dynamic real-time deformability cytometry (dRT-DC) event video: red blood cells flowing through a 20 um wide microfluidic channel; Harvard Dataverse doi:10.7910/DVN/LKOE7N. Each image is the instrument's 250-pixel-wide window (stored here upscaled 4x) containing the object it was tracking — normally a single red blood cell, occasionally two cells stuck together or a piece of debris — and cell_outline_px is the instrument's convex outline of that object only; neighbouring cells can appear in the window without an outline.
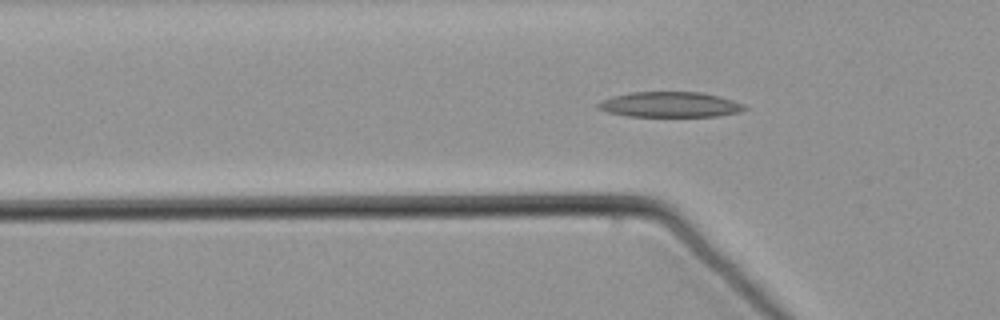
{"species": "common noctule bat (a hibernating species)", "species_latin": "Nyctalus noctula", "temperature_condition": "warm", "stored_images_in_passage": 50, "camera_frame_rate_fps": 3000, "um_per_image_px": 0.085, "animal": {"sex": "male", "body_mass_g": 21.5, "forearm_length_mm": 52.0}, "frame": {"image": 1, "passage_image": 19, "time_ms": 6.0, "image_size_px": [1000, 320], "cell_outline_px": [[748, 108], [740, 112], [720, 116], [628, 116], [608, 112], [596, 108], [596, 104], [604, 100], [616, 96], [632, 92], [700, 92], [720, 96], [732, 100]], "centroid_in_image_um": [56.96, 8.89], "position_along_channel_um": 68.8, "area_um2": 21.39}}
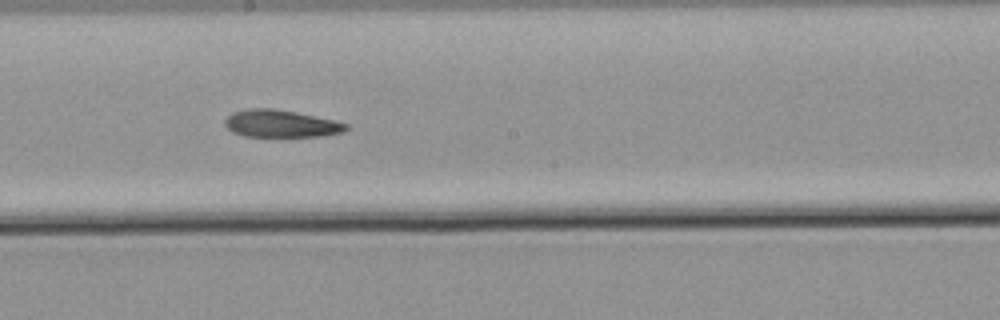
{"frame": {"image": 2, "passage_image": 32, "time_ms": 10.333, "image_size_px": [1000, 320], "cell_outline_px": [[348, 128], [344, 132], [324, 136], [244, 136], [232, 132], [224, 124], [224, 120], [232, 112], [248, 108], [276, 108], [336, 120], [348, 124]], "centroid_in_image_um": [23.88, 10.5], "position_along_channel_um": 224.3, "area_um2": 19.48}}
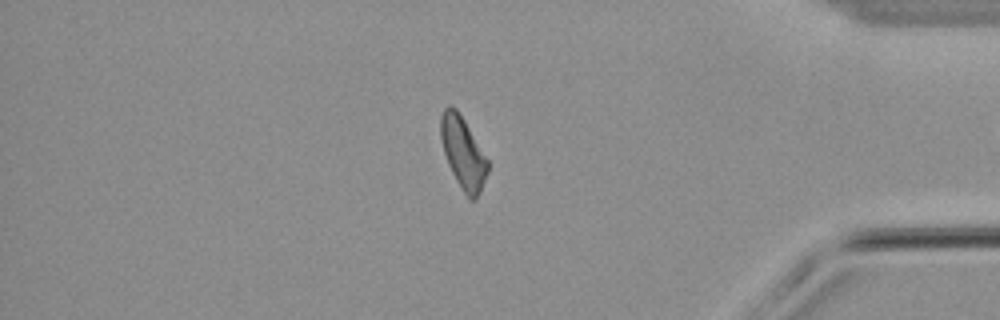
{"frame": {"image": 3, "passage_image": 49, "time_ms": 16.0, "image_size_px": [1000, 320], "cell_outline_px": [[488, 172], [480, 192], [476, 200], [468, 200], [456, 180], [448, 164], [444, 152], [440, 136], [440, 116], [444, 108], [448, 104], [456, 108], [464, 120], [488, 160]], "centroid_in_image_um": [39.35, 13.0], "position_along_channel_um": 395.9, "area_um2": 19.59}}